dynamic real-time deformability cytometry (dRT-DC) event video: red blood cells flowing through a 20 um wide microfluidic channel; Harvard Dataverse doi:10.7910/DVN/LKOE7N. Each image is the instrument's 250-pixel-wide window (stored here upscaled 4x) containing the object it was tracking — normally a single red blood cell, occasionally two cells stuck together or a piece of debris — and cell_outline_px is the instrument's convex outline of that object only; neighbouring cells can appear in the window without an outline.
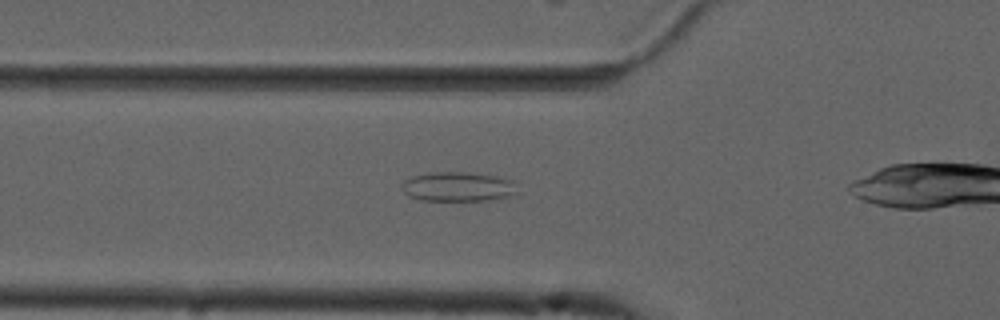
{"species": "common noctule bat (a hibernating species)", "species_latin": "Nyctalus noctula", "temperature_condition": "cold", "stored_images_in_passage": 37, "camera_frame_rate_fps": 3000, "um_per_image_px": 0.085, "animal": {"sex": "male", "forearm_length_mm": 52.5}, "frame": {"image": 1, "passage_image": 8, "time_ms": 2.333, "image_size_px": [1000, 320], "cell_outline_px": [[516, 192], [508, 196], [488, 200], [420, 200], [408, 196], [400, 188], [400, 184], [404, 180], [412, 176], [432, 172], [468, 172], [496, 176], [512, 180]], "centroid_in_image_um": [38.84, 15.86], "position_along_channel_um": 87.0, "area_um2": 19.77}}
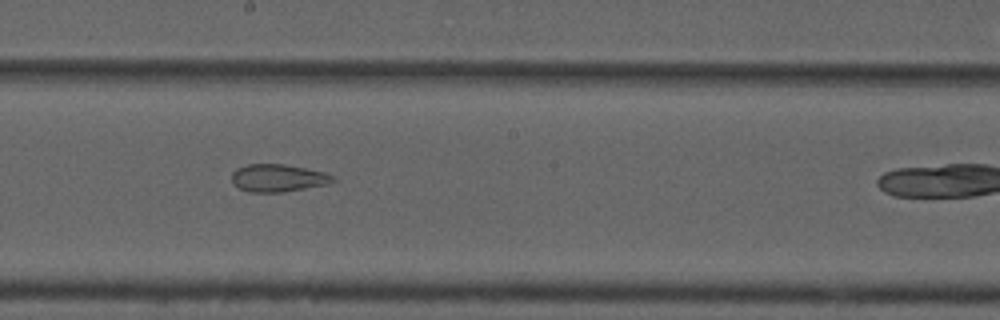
{"frame": {"image": 2, "passage_image": 19, "time_ms": 6.0, "image_size_px": [1000, 320], "cell_outline_px": [[336, 180], [328, 184], [284, 192], [248, 192], [232, 184], [232, 172], [236, 168], [248, 164], [284, 164], [324, 172], [336, 176]], "centroid_in_image_um": [23.63, 15.13], "position_along_channel_um": 224.6, "area_um2": 16.36}}
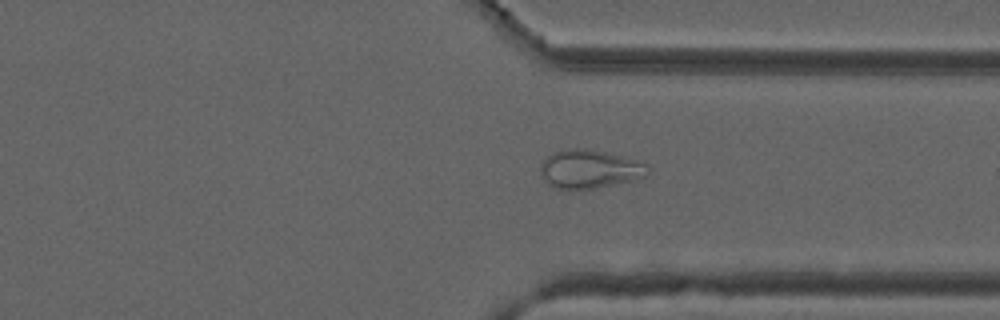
{"frame": {"image": 3, "passage_image": 30, "time_ms": 9.667, "image_size_px": [1000, 320], "cell_outline_px": [[648, 176], [632, 180], [596, 188], [568, 192], [556, 188], [548, 184], [540, 176], [540, 164], [548, 156], [556, 152], [572, 148], [584, 148], [624, 156], [648, 164]], "centroid_in_image_um": [50.09, 14.41], "position_along_channel_um": 361.3, "area_um2": 24.51}, "authors_computed_cell_mechanics": {"area_um2": 19.074, "velocity_mm_per_s": 3.7389, "shape_relaxation_time_tau1_ms": null, "shape_relaxation_time_tau2_ms": 1.6416, "deformation_change_tau1": null, "deformation_change_tau2": 0.0738}}